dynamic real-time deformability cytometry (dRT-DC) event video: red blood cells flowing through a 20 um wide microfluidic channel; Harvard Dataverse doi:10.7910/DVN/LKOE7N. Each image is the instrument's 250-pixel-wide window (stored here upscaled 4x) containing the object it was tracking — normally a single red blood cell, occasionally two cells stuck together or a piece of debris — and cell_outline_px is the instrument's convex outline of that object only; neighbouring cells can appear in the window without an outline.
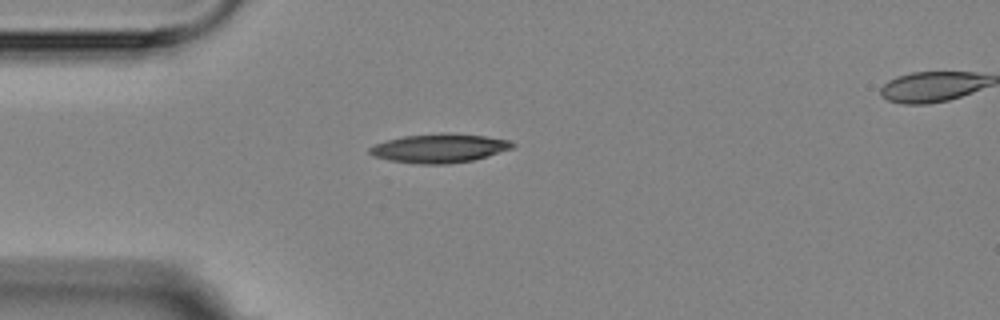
{"species": "Egyptian fruit bat (a non-hibernating species)", "species_latin": "Rousettus aegyptiacus", "temperature_condition": "room temperature", "stored_images_in_passage": 2, "segment_of_instrument_passage": [1, 2], "camera_frame_rate_fps": 3000, "um_per_image_px": 0.085, "animal": {"sex": "female"}, "frame": {"image": 1, "passage_image": 1, "time_ms": 0.0, "image_size_px": [1000, 320], "cell_outline_px": [[516, 144], [512, 148], [488, 156], [472, 160], [448, 164], [420, 164], [388, 160], [372, 156], [368, 152], [368, 148], [376, 144], [388, 140], [404, 136], [440, 132], [484, 136], [508, 140]], "centroid_in_image_um": [37.32, 12.6], "position_along_channel_um": 47.7, "area_um2": 23.99}}